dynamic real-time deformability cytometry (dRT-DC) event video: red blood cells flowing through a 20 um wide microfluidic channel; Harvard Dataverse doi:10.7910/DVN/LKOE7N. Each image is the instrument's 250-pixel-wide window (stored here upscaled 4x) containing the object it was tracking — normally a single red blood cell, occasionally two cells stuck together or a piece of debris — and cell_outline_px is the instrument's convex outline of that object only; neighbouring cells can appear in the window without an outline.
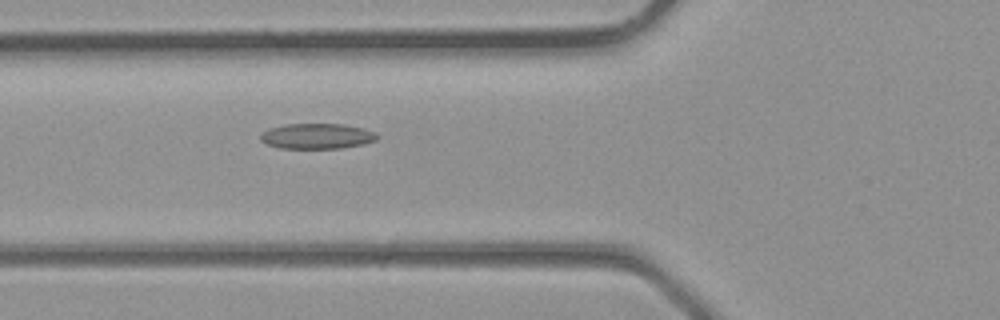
{"species": "common noctule bat (a hibernating species)", "species_latin": "Nyctalus noctula", "temperature_condition": "room temperature", "stored_images_in_passage": 4, "camera_frame_rate_fps": 3000, "um_per_image_px": 0.085, "animal": {"sex": "male", "body_mass_g": 23.1, "forearm_length_mm": 52.7}, "frame": {"image": 1, "passage_image": 4, "time_ms": 1.0, "image_size_px": [1000, 320], "cell_outline_px": [[380, 136], [376, 140], [364, 144], [340, 148], [280, 148], [268, 144], [260, 140], [260, 132], [268, 128], [288, 124], [344, 124], [364, 128], [376, 132]], "centroid_in_image_um": [26.96, 11.56], "position_along_channel_um": 98.8, "area_um2": 17.4}}